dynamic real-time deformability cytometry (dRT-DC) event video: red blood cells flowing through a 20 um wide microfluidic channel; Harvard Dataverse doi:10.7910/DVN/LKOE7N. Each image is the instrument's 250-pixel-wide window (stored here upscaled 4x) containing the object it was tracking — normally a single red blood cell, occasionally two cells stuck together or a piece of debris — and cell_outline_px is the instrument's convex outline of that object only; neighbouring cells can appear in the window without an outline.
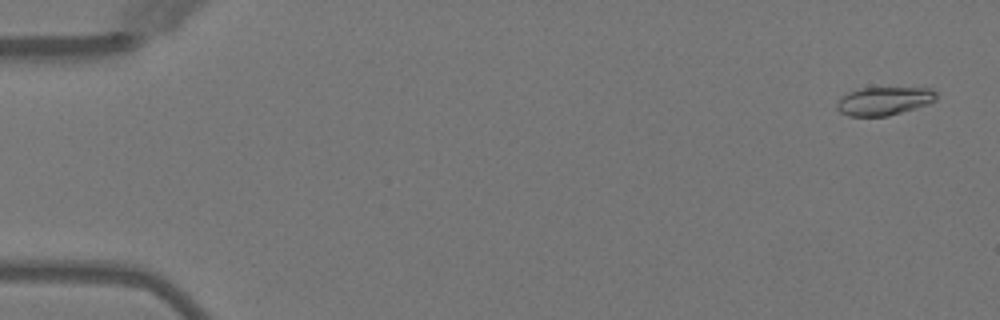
{"species": "Egyptian fruit bat (a non-hibernating species)", "species_latin": "Rousettus aegyptiacus", "temperature_condition": "warm", "stored_images_in_passage": 51, "camera_frame_rate_fps": 3000, "um_per_image_px": 0.085, "animal": {"sex": "female"}, "frame": {"image": 1, "passage_image": 2, "time_ms": 0.333, "image_size_px": [1000, 320], "cell_outline_px": [[936, 100], [928, 104], [916, 108], [888, 116], [848, 116], [840, 112], [836, 108], [836, 104], [840, 96], [848, 92], [860, 88], [932, 88], [936, 92]], "centroid_in_image_um": [75.12, 8.59], "position_along_channel_um": 9.9, "area_um2": 16.53}}
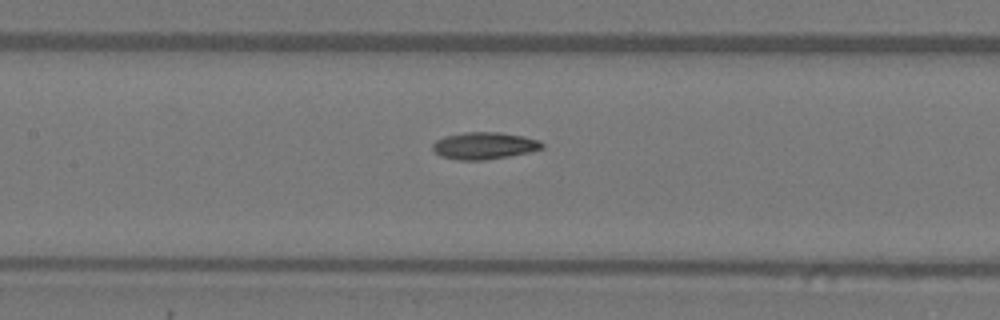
{"frame": {"image": 2, "passage_image": 24, "time_ms": 7.667, "image_size_px": [1000, 320], "cell_outline_px": [[544, 148], [528, 152], [508, 156], [484, 160], [456, 160], [440, 156], [432, 148], [432, 144], [436, 140], [444, 136], [464, 132], [500, 132], [524, 136], [540, 140], [544, 144]], "centroid_in_image_um": [41.16, 12.38], "position_along_channel_um": 166.2, "area_um2": 17.34}}
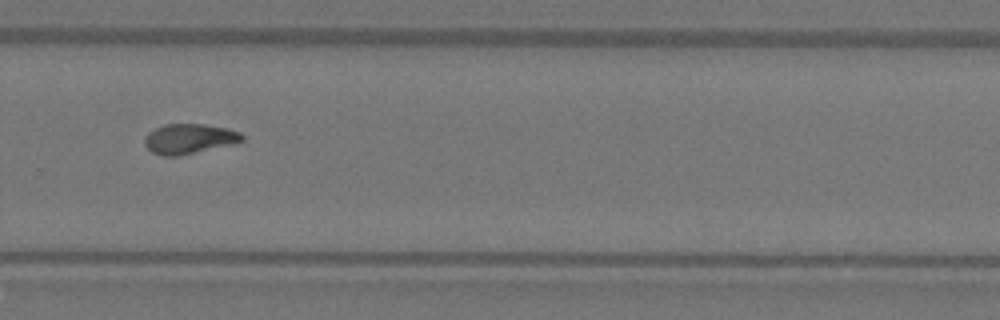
{"frame": {"image": 3, "passage_image": 35, "time_ms": 11.333, "image_size_px": [1000, 320], "cell_outline_px": [[244, 140], [232, 144], [180, 156], [160, 156], [152, 152], [144, 144], [144, 140], [148, 132], [164, 124], [204, 124], [228, 128], [240, 132], [244, 136]], "centroid_in_image_um": [16.08, 11.8], "position_along_channel_um": 313.7, "area_um2": 17.11}, "authors_computed_cell_mechanics": {"area_um2": 16.5308, "velocity_mm_per_s": 4.0424, "shape_relaxation_time_tau1_ms": null, "shape_relaxation_time_tau2_ms": 4.7254, "deformation_change_tau1": null, "deformation_change_tau2": 0.093}}